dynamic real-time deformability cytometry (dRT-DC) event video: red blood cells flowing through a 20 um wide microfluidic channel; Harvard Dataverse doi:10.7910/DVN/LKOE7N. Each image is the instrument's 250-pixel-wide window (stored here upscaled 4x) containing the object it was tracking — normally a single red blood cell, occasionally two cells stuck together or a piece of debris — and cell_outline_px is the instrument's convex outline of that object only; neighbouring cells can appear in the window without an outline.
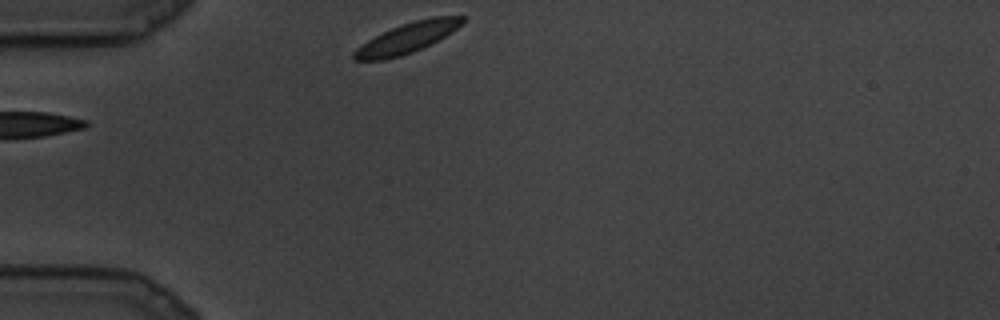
{"species": "common noctule bat (a hibernating species)", "species_latin": "Nyctalus noctula", "temperature_condition": "cold", "stored_images_in_passage": 45, "camera_frame_rate_fps": 3000, "um_per_image_px": 0.085, "animal": {"sex": "male", "body_mass_g": 19.5, "forearm_length_mm": 54.6}, "frame": {"image": 1, "passage_image": 1, "time_ms": 0.0, "image_size_px": [1000, 320], "cell_outline_px": [[464, 24], [452, 32], [412, 52], [400, 56], [384, 60], [352, 60], [352, 52], [356, 48], [368, 40], [392, 28], [416, 20], [432, 16], [464, 16]], "centroid_in_image_um": [34.6, 3.23], "position_along_channel_um": 50.4, "area_um2": 18.73}}
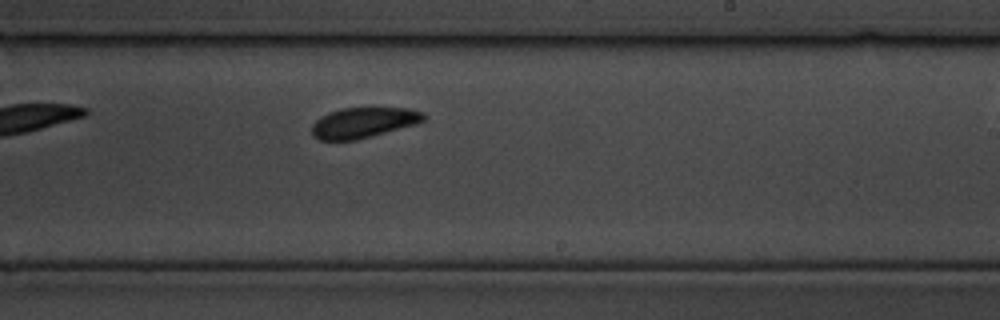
{"frame": {"image": 2, "passage_image": 25, "time_ms": 8.0, "image_size_px": [1000, 320], "cell_outline_px": [[424, 120], [420, 124], [356, 140], [320, 140], [312, 136], [312, 124], [320, 116], [328, 112], [340, 108], [408, 108], [424, 112]], "centroid_in_image_um": [30.9, 10.42], "position_along_channel_um": 258.1, "area_um2": 20.11}}
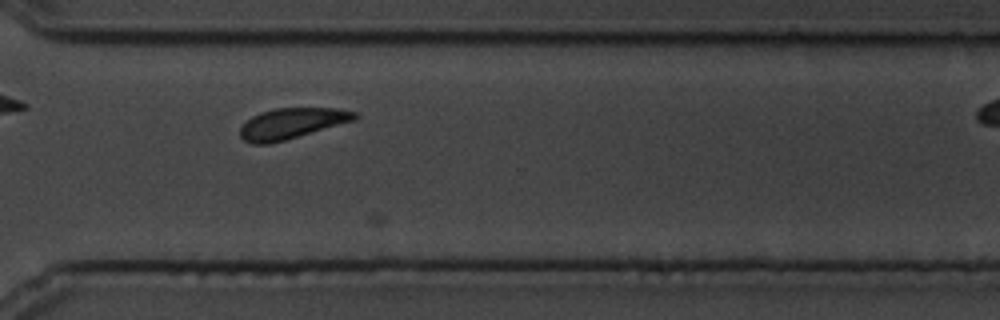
{"frame": {"image": 3, "passage_image": 37, "time_ms": 12.0, "image_size_px": [1000, 320], "cell_outline_px": [[360, 116], [356, 120], [284, 140], [268, 144], [252, 144], [244, 140], [240, 136], [240, 128], [252, 116], [260, 112], [276, 108], [336, 108], [356, 112]], "centroid_in_image_um": [24.81, 10.48], "position_along_channel_um": 345.8, "area_um2": 20.4}}